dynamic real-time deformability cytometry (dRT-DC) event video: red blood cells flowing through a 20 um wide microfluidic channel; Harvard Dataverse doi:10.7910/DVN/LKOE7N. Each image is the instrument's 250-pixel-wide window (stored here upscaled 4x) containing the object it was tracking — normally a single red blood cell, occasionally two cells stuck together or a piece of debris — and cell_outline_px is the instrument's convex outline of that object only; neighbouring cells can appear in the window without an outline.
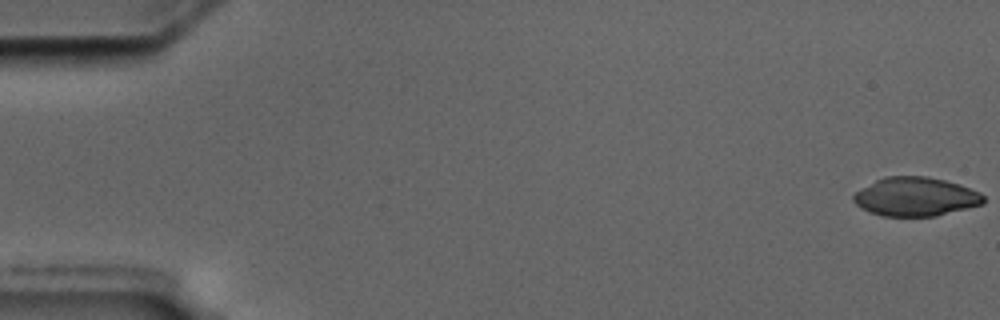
{"species": "common noctule bat (a hibernating species)", "species_latin": "Nyctalus noctula", "temperature_condition": "cold", "stored_images_in_passage": 13, "camera_frame_rate_fps": 3000, "um_per_image_px": 0.085, "animal": {"sex": "male", "body_mass_g": 17.5, "forearm_length_mm": 52.3}, "frame": {"image": 1, "passage_image": 1, "time_ms": 0.0, "image_size_px": [1000, 320], "cell_outline_px": [[984, 204], [936, 216], [884, 216], [868, 212], [860, 208], [852, 200], [852, 196], [860, 188], [884, 176], [928, 176], [960, 184], [980, 192], [984, 196]], "centroid_in_image_um": [77.81, 16.72], "position_along_channel_um": 7.2, "area_um2": 29.65}}